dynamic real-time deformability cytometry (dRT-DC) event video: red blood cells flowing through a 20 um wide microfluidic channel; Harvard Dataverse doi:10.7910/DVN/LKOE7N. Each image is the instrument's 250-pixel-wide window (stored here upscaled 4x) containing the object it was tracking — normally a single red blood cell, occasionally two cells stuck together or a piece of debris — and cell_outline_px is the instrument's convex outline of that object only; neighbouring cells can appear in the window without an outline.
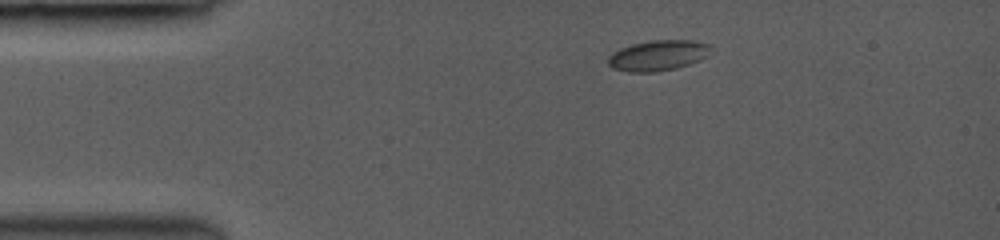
{"species": "common noctule bat (a hibernating species)", "species_latin": "Nyctalus noctula", "temperature_condition": "room temperature", "stored_images_in_passage": 4, "camera_frame_rate_fps": 3000, "um_per_image_px": 0.085, "animal": {"sex": "female", "body_mass_g": 19.0, "forearm_length_mm": 53.3}, "frame": {"image": 1, "passage_image": 1, "time_ms": 0.0, "image_size_px": [1000, 240], "cell_outline_px": [[716, 48], [708, 56], [700, 60], [676, 68], [656, 72], [628, 72], [612, 68], [608, 64], [608, 56], [612, 52], [620, 48], [632, 44], [652, 40], [692, 40], [708, 44]], "centroid_in_image_um": [55.96, 4.71], "position_along_channel_um": 29.0, "area_um2": 18.55}}
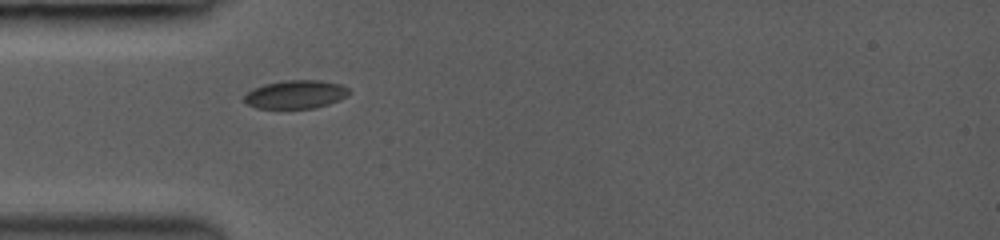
{"frame": {"image": 2, "passage_image": 3, "time_ms": 2.0, "image_size_px": [1000, 240], "cell_outline_px": [[352, 92], [348, 96], [340, 100], [328, 104], [312, 108], [256, 108], [248, 104], [244, 100], [244, 96], [252, 88], [264, 84], [284, 80], [320, 80], [340, 84], [348, 88]], "centroid_in_image_um": [25.16, 8.01], "position_along_channel_um": 59.8, "area_um2": 17.4}}
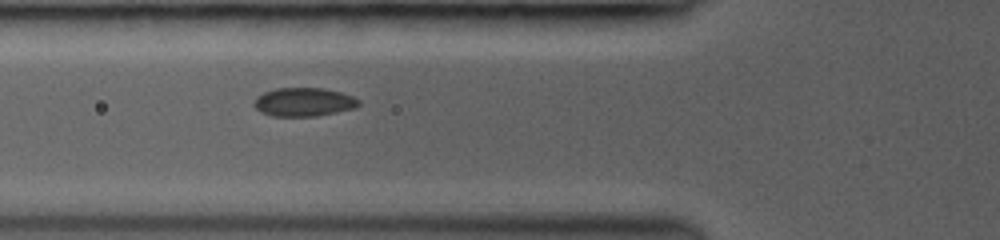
{"frame": {"image": 3, "passage_image": 4, "time_ms": 3.0, "image_size_px": [1000, 240], "cell_outline_px": [[360, 104], [356, 108], [316, 116], [272, 116], [260, 112], [252, 104], [256, 96], [264, 92], [276, 88], [324, 88], [340, 92], [352, 96], [360, 100]], "centroid_in_image_um": [25.8, 8.67], "position_along_channel_um": 100.0, "area_um2": 17.57}}